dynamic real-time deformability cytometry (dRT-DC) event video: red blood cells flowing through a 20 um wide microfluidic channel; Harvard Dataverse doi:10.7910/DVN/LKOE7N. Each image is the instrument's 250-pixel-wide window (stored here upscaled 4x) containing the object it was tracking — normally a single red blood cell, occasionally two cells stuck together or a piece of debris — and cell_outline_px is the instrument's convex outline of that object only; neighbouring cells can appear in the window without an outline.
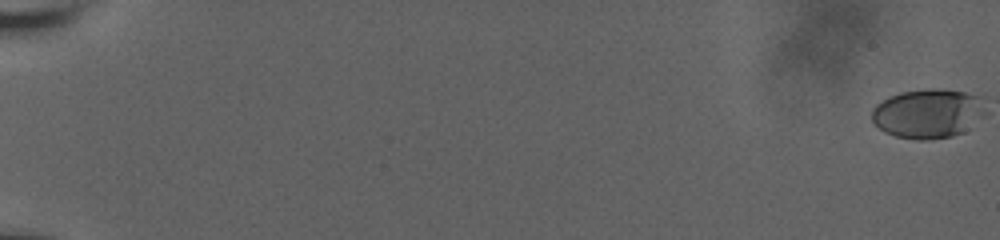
{"species": "human", "species_latin": "Homo sapiens", "temperature_condition": "room temperature", "stored_images_in_passage": 18, "camera_frame_rate_fps": 3000, "um_per_image_px": 0.085, "donor": {"sex": "male"}, "frame": {"image": 1, "passage_image": 1, "time_ms": 0.0, "image_size_px": [1000, 240], "cell_outline_px": [[976, 96], [964, 132], [952, 136], [924, 140], [916, 140], [896, 136], [884, 132], [872, 120], [872, 108], [876, 104], [900, 92], [928, 88], [932, 88], [964, 92]], "centroid_in_image_um": [78.57, 9.66], "position_along_channel_um": 6.4, "area_um2": 30.23}}